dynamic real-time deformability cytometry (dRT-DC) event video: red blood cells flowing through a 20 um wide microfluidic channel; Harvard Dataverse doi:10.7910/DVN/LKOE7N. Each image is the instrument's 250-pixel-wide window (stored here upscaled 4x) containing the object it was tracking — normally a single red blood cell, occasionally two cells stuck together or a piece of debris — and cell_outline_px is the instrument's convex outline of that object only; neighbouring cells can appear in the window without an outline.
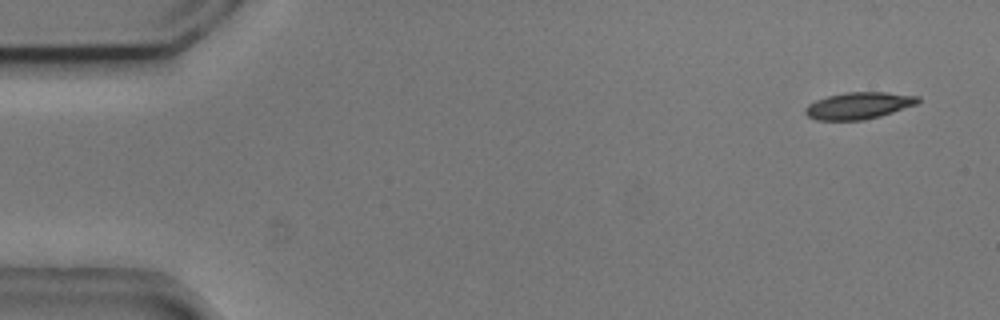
{"species": "common noctule bat (a hibernating species)", "species_latin": "Nyctalus noctula", "temperature_condition": "cold", "stored_images_in_passage": 5, "camera_frame_rate_fps": 3000, "um_per_image_px": 0.085, "animal": {"sex": "male", "body_mass_g": 20.5, "forearm_length_mm": 52.5}, "frame": {"image": 1, "passage_image": 1, "time_ms": 0.0, "image_size_px": [1000, 320], "cell_outline_px": [[920, 100], [916, 104], [880, 116], [864, 120], [816, 120], [808, 116], [804, 112], [804, 108], [808, 104], [816, 100], [828, 96], [848, 92], [884, 92], [920, 96]], "centroid_in_image_um": [72.97, 8.98], "position_along_channel_um": 12.0, "area_um2": 17.51}}
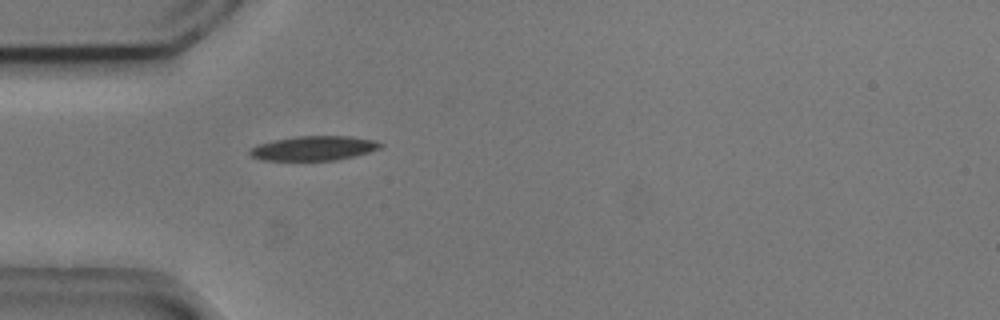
{"frame": {"image": 2, "passage_image": 5, "time_ms": 1.333, "image_size_px": [1000, 320], "cell_outline_px": [[384, 144], [380, 148], [368, 152], [336, 160], [260, 160], [252, 156], [248, 152], [248, 148], [260, 144], [276, 140], [296, 136], [352, 136], [376, 140]], "centroid_in_image_um": [26.68, 12.59], "position_along_channel_um": 58.3, "area_um2": 18.55}}